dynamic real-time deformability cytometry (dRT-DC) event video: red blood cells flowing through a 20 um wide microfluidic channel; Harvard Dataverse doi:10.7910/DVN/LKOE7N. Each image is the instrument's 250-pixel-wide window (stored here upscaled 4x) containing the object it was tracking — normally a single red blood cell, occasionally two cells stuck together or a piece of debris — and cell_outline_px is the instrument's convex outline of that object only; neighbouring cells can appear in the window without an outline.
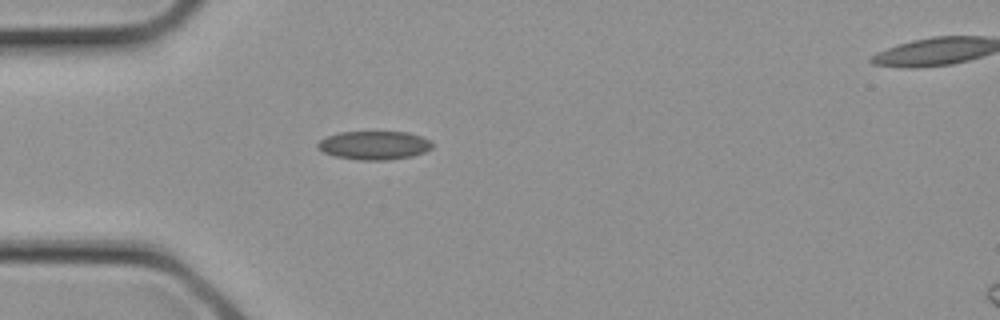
{"species": "common noctule bat (a hibernating species)", "species_latin": "Nyctalus noctula", "temperature_condition": "cold", "stored_images_in_passage": 16, "camera_frame_rate_fps": 3000, "um_per_image_px": 0.085, "animal": {"sex": "female", "body_mass_g": 21.9}, "frame": {"image": 1, "passage_image": 7, "time_ms": 2.0, "image_size_px": [1000, 320], "cell_outline_px": [[432, 148], [424, 152], [412, 156], [388, 160], [360, 160], [336, 156], [324, 152], [316, 148], [316, 144], [320, 140], [328, 136], [340, 132], [408, 132], [432, 140]], "centroid_in_image_um": [31.82, 12.35], "position_along_channel_um": 53.2, "area_um2": 19.07}}
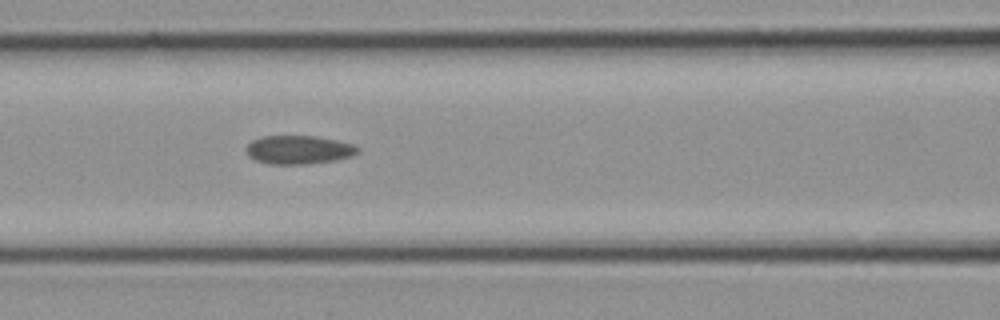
{"frame": {"image": 2, "passage_image": 11, "time_ms": 3.333, "image_size_px": [1000, 320], "cell_outline_px": [[360, 152], [352, 156], [336, 160], [308, 164], [268, 164], [256, 160], [248, 156], [244, 152], [244, 148], [252, 140], [260, 136], [316, 136], [336, 140], [352, 144], [360, 148]], "centroid_in_image_um": [25.36, 12.73], "position_along_channel_um": 141.2, "area_um2": 18.84}}
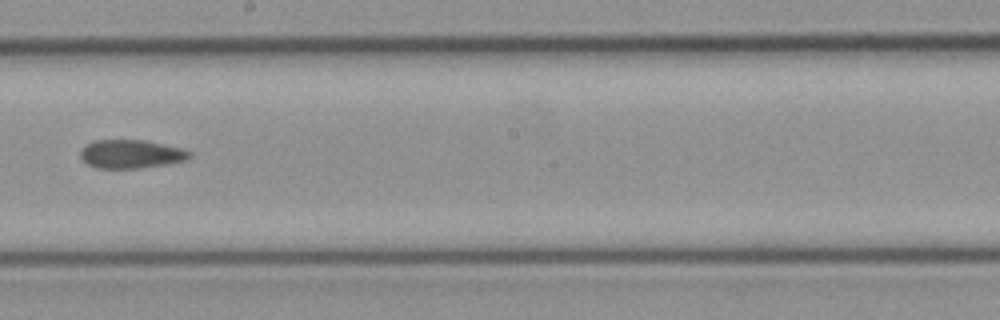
{"frame": {"image": 3, "passage_image": 15, "time_ms": 4.667, "image_size_px": [1000, 320], "cell_outline_px": [[192, 156], [184, 160], [168, 164], [140, 168], [96, 168], [88, 164], [80, 156], [80, 148], [84, 144], [96, 140], [144, 140], [184, 148], [192, 152]], "centroid_in_image_um": [11.14, 13.08], "position_along_channel_um": 237.1, "area_um2": 18.32}}